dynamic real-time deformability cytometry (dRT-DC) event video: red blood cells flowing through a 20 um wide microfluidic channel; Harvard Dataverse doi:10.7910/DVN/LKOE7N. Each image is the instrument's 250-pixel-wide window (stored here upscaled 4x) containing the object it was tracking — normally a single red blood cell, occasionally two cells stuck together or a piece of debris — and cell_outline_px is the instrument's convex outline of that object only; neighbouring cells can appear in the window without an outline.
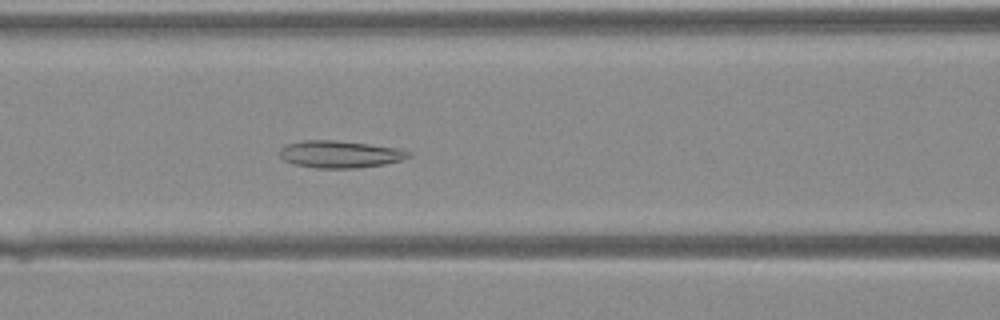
{"species": "Egyptian fruit bat (a non-hibernating species)", "species_latin": "Rousettus aegyptiacus", "temperature_condition": "warm", "stored_images_in_passage": 23, "camera_frame_rate_fps": 3000, "um_per_image_px": 0.085, "animal": {"sex": "female"}, "frame": {"image": 1, "passage_image": 14, "time_ms": 4.333, "image_size_px": [1000, 320], "cell_outline_px": [[412, 156], [400, 160], [384, 164], [356, 168], [316, 168], [292, 164], [284, 160], [280, 156], [280, 148], [284, 144], [300, 140], [336, 140], [368, 144], [396, 148], [412, 152]], "centroid_in_image_um": [28.85, 13.1], "position_along_channel_um": 137.8, "area_um2": 20.52}}
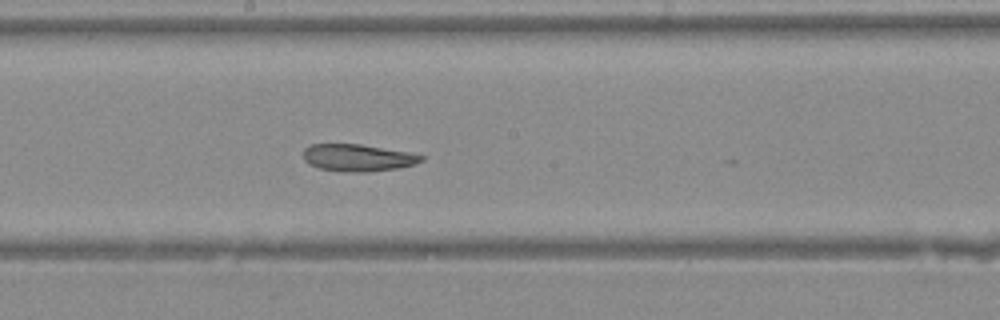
{"frame": {"image": 2, "passage_image": 19, "time_ms": 6.0, "image_size_px": [1000, 320], "cell_outline_px": [[424, 160], [412, 164], [396, 168], [368, 172], [352, 172], [320, 168], [308, 164], [304, 160], [304, 148], [308, 144], [360, 144], [408, 152], [424, 156]], "centroid_in_image_um": [30.38, 13.39], "position_along_channel_um": 217.8, "area_um2": 18.44}}
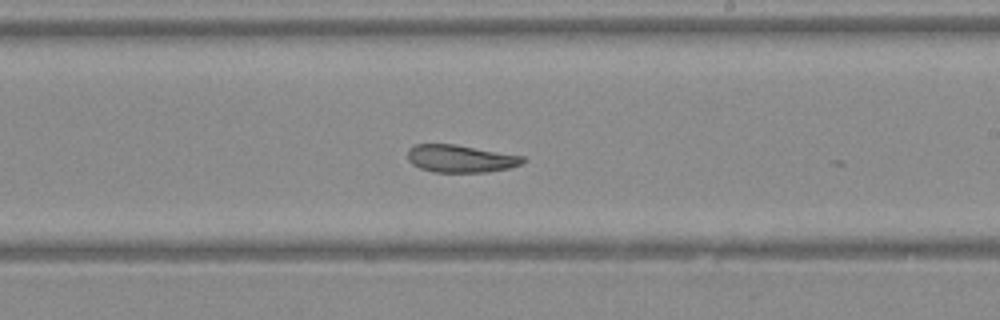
{"frame": {"image": 3, "passage_image": 21, "time_ms": 6.667, "image_size_px": [1000, 320], "cell_outline_px": [[528, 160], [520, 164], [508, 168], [488, 172], [432, 172], [420, 168], [412, 164], [408, 160], [408, 148], [416, 144], [456, 144], [524, 156]], "centroid_in_image_um": [39.15, 13.48], "position_along_channel_um": 249.9, "area_um2": 18.61}}